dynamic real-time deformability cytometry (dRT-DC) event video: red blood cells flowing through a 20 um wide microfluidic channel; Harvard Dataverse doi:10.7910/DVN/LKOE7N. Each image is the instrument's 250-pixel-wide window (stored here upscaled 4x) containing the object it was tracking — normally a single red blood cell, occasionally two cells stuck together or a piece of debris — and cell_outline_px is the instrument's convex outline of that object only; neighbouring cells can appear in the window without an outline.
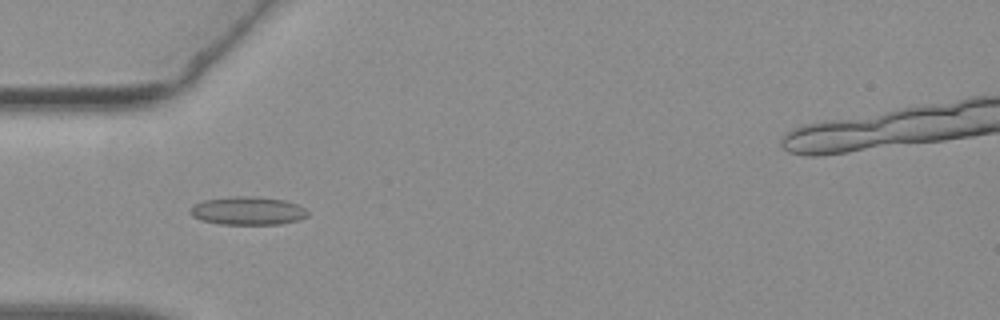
{"species": "common noctule bat (a hibernating species)", "species_latin": "Nyctalus noctula", "temperature_condition": "warm", "stored_images_in_passage": 42, "camera_frame_rate_fps": 3000, "um_per_image_px": 0.085, "animal": {"sex": "female", "body_mass_g": 19.3, "forearm_length_mm": 54.1}, "frame": {"image": 1, "passage_image": 5, "time_ms": 1.333, "image_size_px": [1000, 320], "cell_outline_px": [[308, 216], [296, 220], [280, 224], [220, 224], [200, 220], [192, 216], [188, 212], [188, 208], [204, 200], [232, 196], [252, 196], [284, 200], [296, 204], [304, 208], [308, 212]], "centroid_in_image_um": [21.01, 17.92], "position_along_channel_um": 64.0, "area_um2": 19.31}}
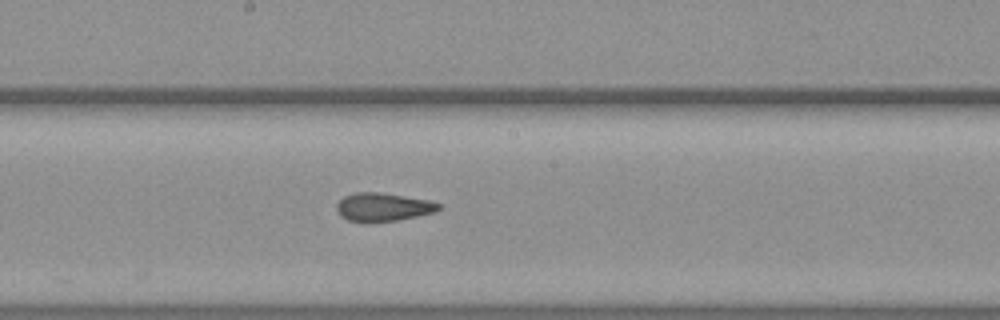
{"frame": {"image": 2, "passage_image": 17, "time_ms": 5.333, "image_size_px": [1000, 320], "cell_outline_px": [[440, 208], [436, 212], [396, 220], [348, 220], [336, 208], [336, 204], [344, 196], [356, 192], [380, 192], [428, 200], [440, 204]], "centroid_in_image_um": [32.59, 17.56], "position_along_channel_um": 215.6, "area_um2": 16.18}}
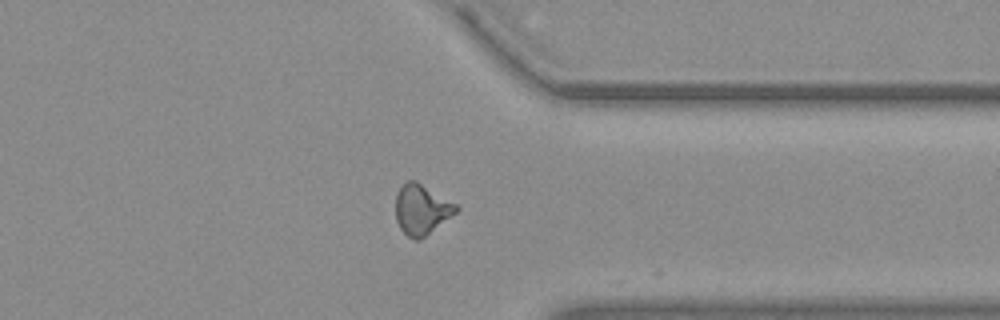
{"frame": {"image": 3, "passage_image": 30, "time_ms": 9.667, "image_size_px": [1000, 320], "cell_outline_px": [[460, 208], [456, 212], [420, 240], [416, 240], [408, 236], [400, 228], [396, 220], [396, 192], [408, 180], [416, 180], [456, 204]], "centroid_in_image_um": [35.82, 17.8], "position_along_channel_um": 375.6, "area_um2": 17.46}}